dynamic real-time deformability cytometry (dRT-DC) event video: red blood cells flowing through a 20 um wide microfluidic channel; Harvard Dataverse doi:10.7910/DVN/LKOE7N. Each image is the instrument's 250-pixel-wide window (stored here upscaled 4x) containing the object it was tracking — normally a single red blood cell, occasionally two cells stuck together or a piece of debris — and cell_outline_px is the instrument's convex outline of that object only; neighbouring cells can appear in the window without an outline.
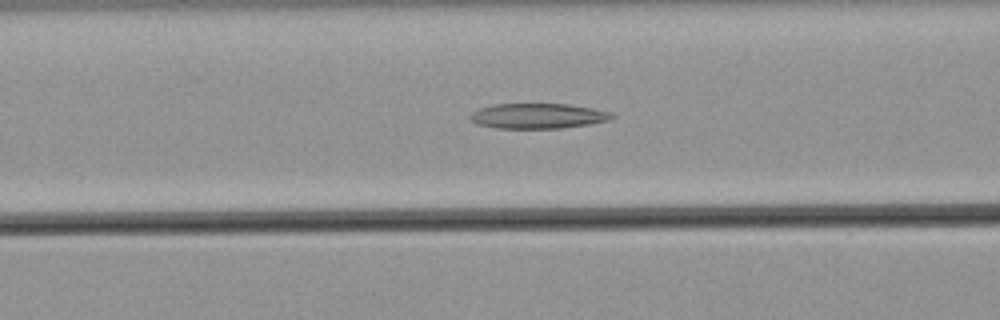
{"species": "common noctule bat (a hibernating species)", "species_latin": "Nyctalus noctula", "temperature_condition": "warm", "stored_images_in_passage": 45, "camera_frame_rate_fps": 3000, "um_per_image_px": 0.085, "animal": {"sex": "male", "body_mass_g": 21.5, "forearm_length_mm": 52.0}, "frame": {"image": 1, "passage_image": 15, "time_ms": 4.667, "image_size_px": [1000, 320], "cell_outline_px": [[616, 116], [608, 120], [592, 124], [560, 128], [496, 128], [476, 124], [468, 116], [472, 112], [480, 108], [492, 104], [568, 104], [592, 108], [612, 112]], "centroid_in_image_um": [45.73, 9.85], "position_along_channel_um": 120.9, "area_um2": 20.87}}
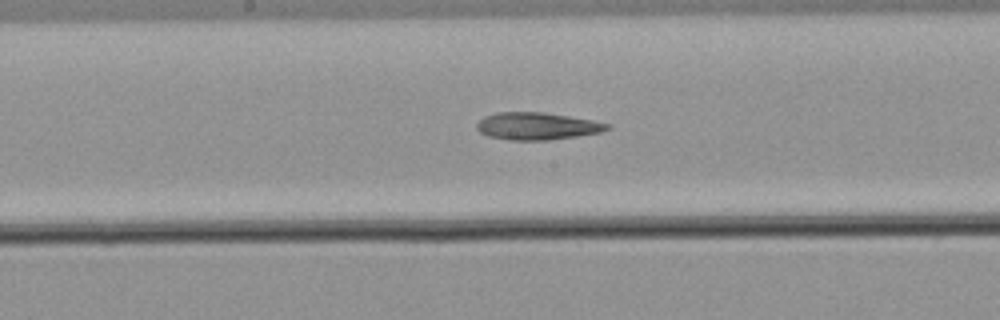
{"frame": {"image": 2, "passage_image": 21, "time_ms": 6.667, "image_size_px": [1000, 320], "cell_outline_px": [[612, 128], [600, 132], [576, 136], [548, 140], [508, 140], [488, 136], [480, 132], [476, 128], [476, 124], [484, 116], [496, 112], [544, 112], [592, 120], [612, 124]], "centroid_in_image_um": [45.65, 10.71], "position_along_channel_um": 202.6, "area_um2": 20.81}}
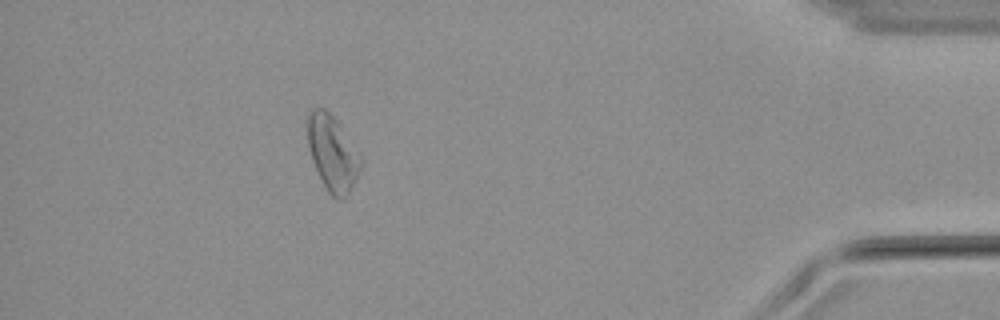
{"frame": {"image": 3, "passage_image": 40, "time_ms": 13.0, "image_size_px": [1000, 320], "cell_outline_px": [[364, 160], [344, 200], [336, 200], [328, 192], [312, 160], [308, 144], [308, 112], [312, 108], [324, 108], [340, 124]], "centroid_in_image_um": [28.27, 13.01], "position_along_channel_um": 406.9, "area_um2": 23.06}}